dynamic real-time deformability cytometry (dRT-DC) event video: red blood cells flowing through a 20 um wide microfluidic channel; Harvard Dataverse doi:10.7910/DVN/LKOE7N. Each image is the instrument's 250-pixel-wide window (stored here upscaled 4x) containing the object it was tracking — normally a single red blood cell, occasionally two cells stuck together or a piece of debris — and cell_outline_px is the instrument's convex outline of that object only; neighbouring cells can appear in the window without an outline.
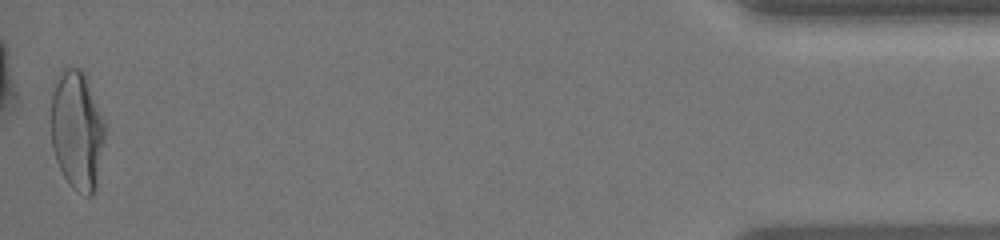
{"species": "human", "species_latin": "Homo sapiens", "temperature_condition": "warm", "stored_images_in_passage": 49, "camera_frame_rate_fps": 3000, "um_per_image_px": 0.085, "donor": {"sex": "female"}, "frame": {"image": 1, "passage_image": 49, "time_ms": 16.0, "image_size_px": [1000, 240], "cell_outline_px": [[108, 128], [96, 184], [92, 196], [88, 196], [76, 192], [68, 184], [56, 160], [52, 148], [52, 80], [64, 68], [80, 68], [84, 72]], "centroid_in_image_um": [6.57, 11.06], "position_along_channel_um": 428.6, "area_um2": 38.09}, "authors_computed_cell_mechanics": {"area_um2": 32.657, "velocity_mm_per_s": 4.1231, "shape_relaxation_time_tau1_ms": 3.9359, "shape_relaxation_time_tau2_ms": 0.6528, "deformation_change_tau1": 0.2234, "deformation_change_tau2": 0.0503}}